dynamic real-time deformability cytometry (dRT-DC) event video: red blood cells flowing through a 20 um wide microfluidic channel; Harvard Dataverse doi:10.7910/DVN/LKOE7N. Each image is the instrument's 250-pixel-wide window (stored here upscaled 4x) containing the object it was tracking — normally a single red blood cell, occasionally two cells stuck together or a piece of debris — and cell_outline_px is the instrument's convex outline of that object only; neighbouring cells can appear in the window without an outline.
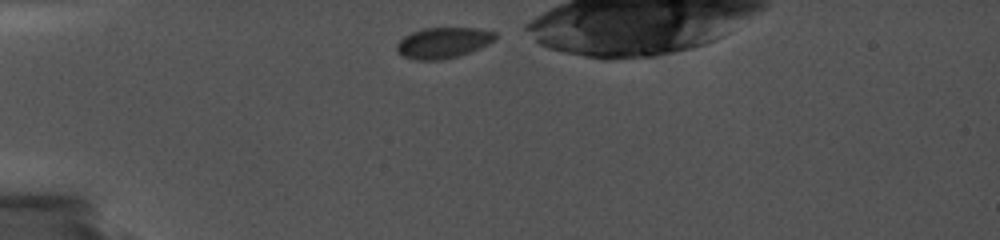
{"species": "common noctule bat (a hibernating species)", "species_latin": "Nyctalus noctula", "temperature_condition": "cold", "stored_images_in_passage": 50, "camera_frame_rate_fps": 5000, "um_per_image_px": 0.085, "animal": {"sex": "female", "body_mass_g": 19.0, "forearm_length_mm": 56.7}, "frame": {"image": 1, "passage_image": 1, "time_ms": 0.0, "image_size_px": [1000, 240], "cell_outline_px": [[500, 36], [488, 44], [480, 48], [456, 56], [440, 60], [412, 60], [400, 56], [396, 52], [396, 44], [404, 36], [420, 28], [480, 28], [496, 32]], "centroid_in_image_um": [37.65, 3.63], "position_along_channel_um": 47.4, "area_um2": 17.98}}
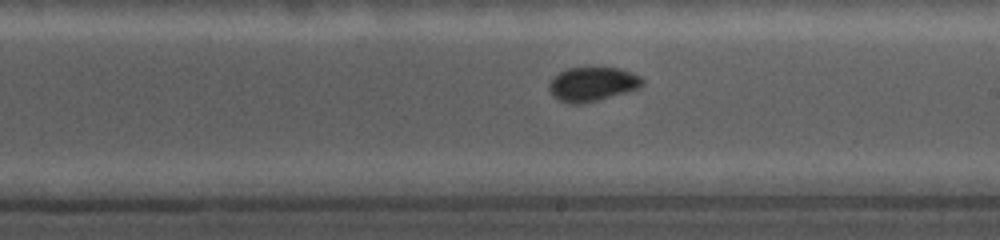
{"frame": {"image": 2, "passage_image": 25, "time_ms": 6.0, "image_size_px": [1000, 240], "cell_outline_px": [[644, 84], [640, 88], [596, 100], [580, 104], [568, 104], [552, 96], [548, 88], [548, 84], [560, 72], [568, 68], [620, 68], [632, 72], [640, 76], [644, 80]], "centroid_in_image_um": [50.36, 7.15], "position_along_channel_um": 238.6, "area_um2": 18.44}}
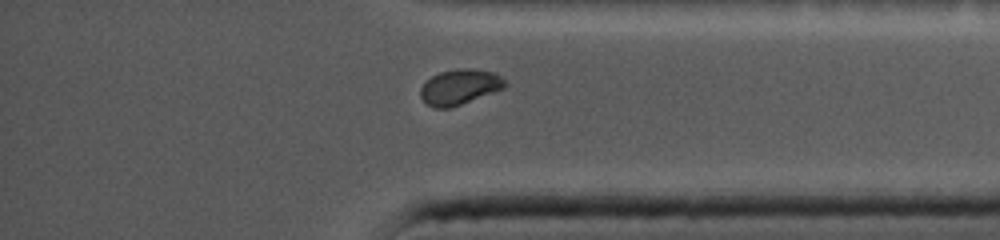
{"frame": {"image": 3, "passage_image": 43, "time_ms": 10.2, "image_size_px": [1000, 240], "cell_outline_px": [[508, 84], [504, 88], [460, 104], [448, 108], [432, 108], [420, 96], [420, 88], [432, 76], [440, 72], [460, 68], [472, 68], [492, 72], [500, 76]], "centroid_in_image_um": [39.07, 7.38], "position_along_channel_um": 396.1, "area_um2": 17.11}}